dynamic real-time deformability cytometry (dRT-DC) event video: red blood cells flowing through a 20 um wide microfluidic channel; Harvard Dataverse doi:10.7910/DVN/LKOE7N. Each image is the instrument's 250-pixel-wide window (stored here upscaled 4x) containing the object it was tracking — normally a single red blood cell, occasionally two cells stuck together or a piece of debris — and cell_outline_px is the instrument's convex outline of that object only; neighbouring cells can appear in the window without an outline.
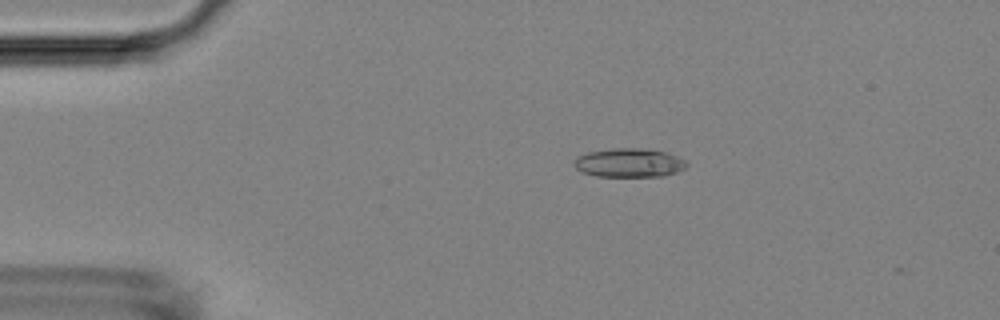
{"species": "Egyptian fruit bat (a non-hibernating species)", "species_latin": "Rousettus aegyptiacus", "temperature_condition": "room temperature", "stored_images_in_passage": 16, "camera_frame_rate_fps": 3000, "um_per_image_px": 0.085, "animal": {"sex": "female"}, "frame": {"image": 1, "passage_image": 11, "time_ms": 3.333, "image_size_px": [1000, 320], "cell_outline_px": [[688, 164], [684, 168], [676, 172], [664, 176], [596, 176], [580, 172], [572, 164], [576, 156], [588, 152], [612, 148], [640, 148], [668, 152], [684, 160]], "centroid_in_image_um": [53.43, 13.83], "position_along_channel_um": 31.6, "area_um2": 19.02}}